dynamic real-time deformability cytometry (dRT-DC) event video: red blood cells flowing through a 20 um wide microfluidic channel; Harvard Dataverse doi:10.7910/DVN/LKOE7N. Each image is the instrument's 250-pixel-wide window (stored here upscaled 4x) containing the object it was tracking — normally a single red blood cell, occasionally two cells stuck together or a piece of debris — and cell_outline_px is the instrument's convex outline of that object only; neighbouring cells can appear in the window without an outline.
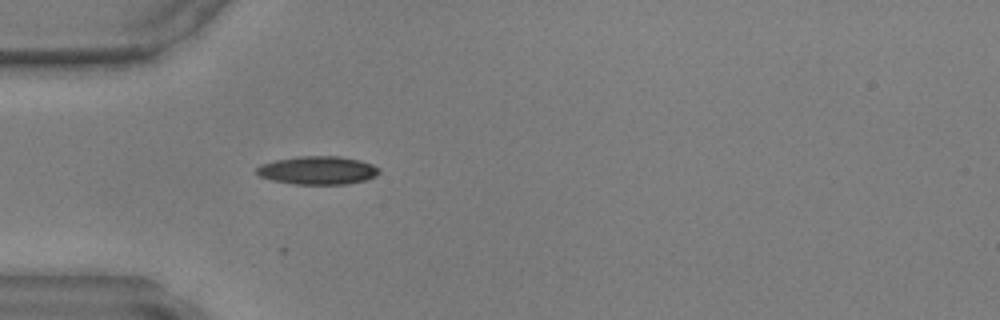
{"species": "common noctule bat (a hibernating species)", "species_latin": "Nyctalus noctula", "temperature_condition": "warm", "stored_images_in_passage": 20, "camera_frame_rate_fps": 3000, "um_per_image_px": 0.085, "animal": {"sex": "male", "body_mass_g": 17.9, "forearm_length_mm": 54.2}, "frame": {"image": 1, "passage_image": 5, "time_ms": 1.333, "image_size_px": [1000, 320], "cell_outline_px": [[380, 172], [376, 176], [368, 180], [348, 184], [292, 184], [272, 180], [260, 176], [256, 172], [256, 168], [260, 164], [276, 160], [300, 156], [340, 156], [360, 160], [372, 164], [380, 168]], "centroid_in_image_um": [27.04, 14.48], "position_along_channel_um": 58.0, "area_um2": 20.35}}
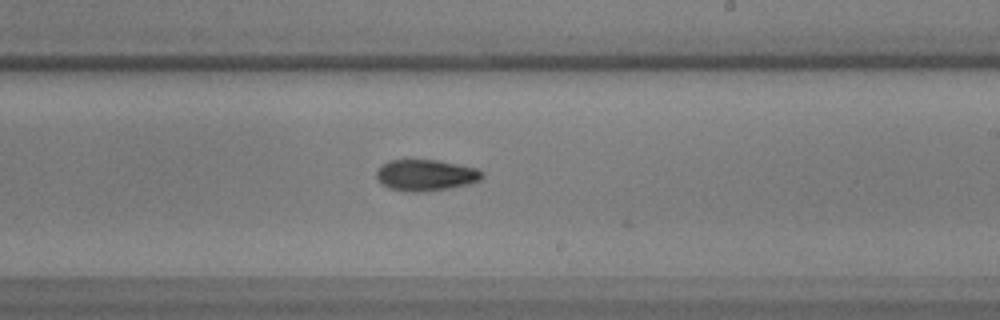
{"frame": {"image": 2, "passage_image": 19, "time_ms": 6.0, "image_size_px": [1000, 320], "cell_outline_px": [[484, 176], [480, 180], [468, 184], [448, 188], [420, 192], [408, 192], [388, 188], [380, 184], [376, 180], [376, 172], [380, 164], [388, 160], [436, 160], [476, 168], [484, 172]], "centroid_in_image_um": [36.13, 14.89], "position_along_channel_um": 252.9, "area_um2": 19.42}}